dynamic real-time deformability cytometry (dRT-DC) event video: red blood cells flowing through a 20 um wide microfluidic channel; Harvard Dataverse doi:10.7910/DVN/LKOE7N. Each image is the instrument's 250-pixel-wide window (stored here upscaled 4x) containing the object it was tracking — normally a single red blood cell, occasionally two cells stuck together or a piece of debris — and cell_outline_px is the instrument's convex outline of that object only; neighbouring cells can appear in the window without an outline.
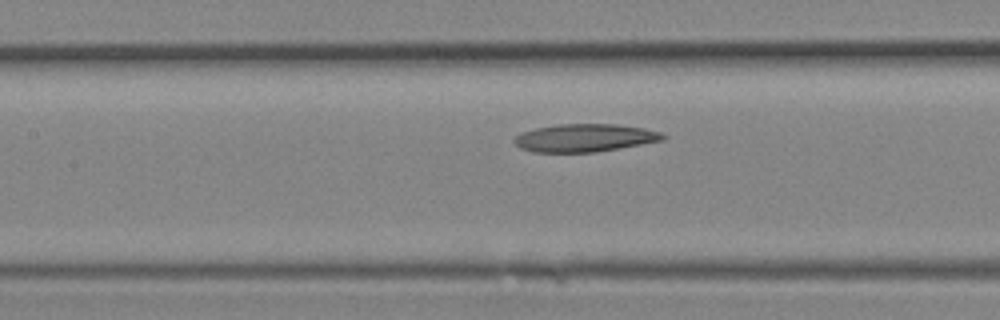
{"species": "Egyptian fruit bat (a non-hibernating species)", "species_latin": "Rousettus aegyptiacus", "temperature_condition": "room temperature", "stored_images_in_passage": 11, "segment_of_instrument_passage": [2, 2], "camera_frame_rate_fps": 3000, "um_per_image_px": 0.085, "animal": {"sex": "female"}, "frame": {"image": 1, "passage_image": 11, "time_ms": 3.333, "image_size_px": [1000, 320], "cell_outline_px": [[668, 136], [664, 140], [620, 148], [596, 152], [532, 152], [520, 148], [512, 140], [520, 132], [536, 128], [560, 124], [616, 124], [644, 128], [660, 132]], "centroid_in_image_um": [49.7, 11.72], "position_along_channel_um": 157.7, "area_um2": 24.22}}